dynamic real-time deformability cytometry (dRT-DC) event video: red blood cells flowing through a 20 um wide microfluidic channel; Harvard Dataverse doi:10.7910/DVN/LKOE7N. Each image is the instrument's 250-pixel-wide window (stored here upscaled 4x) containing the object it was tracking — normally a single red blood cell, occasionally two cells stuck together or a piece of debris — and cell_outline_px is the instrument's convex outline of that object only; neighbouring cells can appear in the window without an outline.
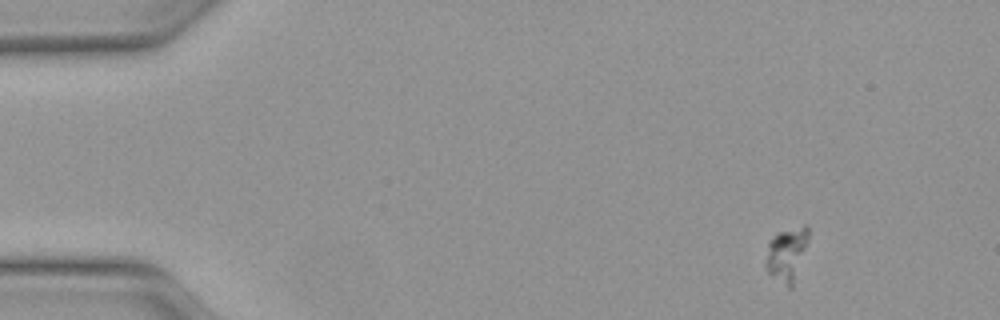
{"species": "Egyptian fruit bat (a non-hibernating species)", "species_latin": "Rousettus aegyptiacus", "temperature_condition": "warm", "stored_images_in_passage": 47, "camera_frame_rate_fps": 3000, "um_per_image_px": 0.085, "animal": {"sex": "female"}, "frame": {"image": 1, "passage_image": 1, "time_ms": 0.0, "image_size_px": [1000, 320], "cell_outline_px": [[808, 240], [792, 288], [788, 288], [768, 272], [764, 264], [764, 260], [768, 244], [780, 232], [804, 224], [808, 228]], "centroid_in_image_um": [66.86, 21.62], "position_along_channel_um": 18.1, "area_um2": 13.06}}
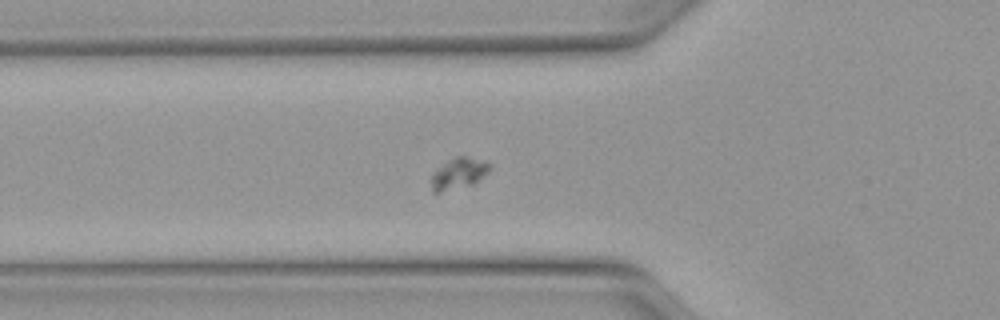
{"frame": {"image": 2, "passage_image": 14, "time_ms": 4.333, "image_size_px": [1000, 320], "cell_outline_px": [[492, 168], [484, 176], [472, 184], [440, 192], [432, 192], [432, 176], [448, 160], [456, 156], [464, 156], [484, 160], [492, 164]], "centroid_in_image_um": [39.05, 14.72], "position_along_channel_um": 86.7, "area_um2": 10.35}}
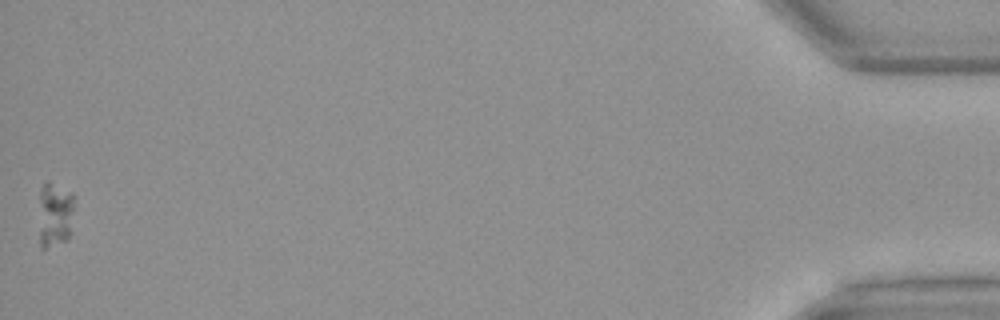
{"frame": {"image": 3, "passage_image": 47, "time_ms": 15.333, "image_size_px": [1000, 320], "cell_outline_px": [[76, 196], [72, 232], [68, 240], [44, 248], [40, 248], [40, 192], [44, 184], [48, 184], [72, 192]], "centroid_in_image_um": [4.75, 18.29], "position_along_channel_um": 430.4, "area_um2": 13.53}}